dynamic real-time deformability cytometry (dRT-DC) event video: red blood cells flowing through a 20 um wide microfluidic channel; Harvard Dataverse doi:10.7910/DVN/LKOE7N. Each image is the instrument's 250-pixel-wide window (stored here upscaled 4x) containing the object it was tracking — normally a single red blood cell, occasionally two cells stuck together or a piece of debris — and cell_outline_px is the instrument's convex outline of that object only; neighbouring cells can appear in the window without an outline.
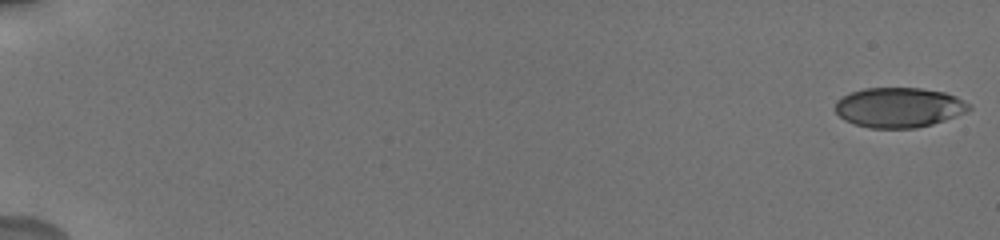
{"species": "human", "species_latin": "Homo sapiens", "temperature_condition": "cold", "stored_images_in_passage": 15, "camera_frame_rate_fps": 3000, "um_per_image_px": 0.085, "donor": {"sex": "male"}, "frame": {"image": 1, "passage_image": 1, "time_ms": 0.0, "image_size_px": [1000, 240], "cell_outline_px": [[972, 108], [964, 112], [944, 120], [932, 124], [916, 128], [868, 128], [844, 120], [836, 112], [836, 100], [848, 92], [864, 88], [920, 88], [944, 92], [956, 96], [972, 104]], "centroid_in_image_um": [76.4, 9.12], "position_along_channel_um": 8.6, "area_um2": 31.21}}
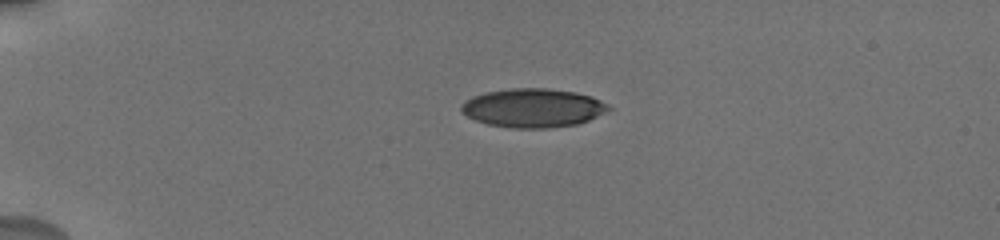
{"frame": {"image": 2, "passage_image": 9, "time_ms": 4.667, "image_size_px": [1000, 240], "cell_outline_px": [[612, 108], [588, 120], [576, 124], [548, 128], [512, 128], [488, 124], [476, 120], [460, 112], [460, 104], [472, 96], [484, 92], [512, 88], [548, 88], [576, 92], [592, 96], [608, 104]], "centroid_in_image_um": [45.27, 9.16], "position_along_channel_um": 39.7, "area_um2": 33.35}}
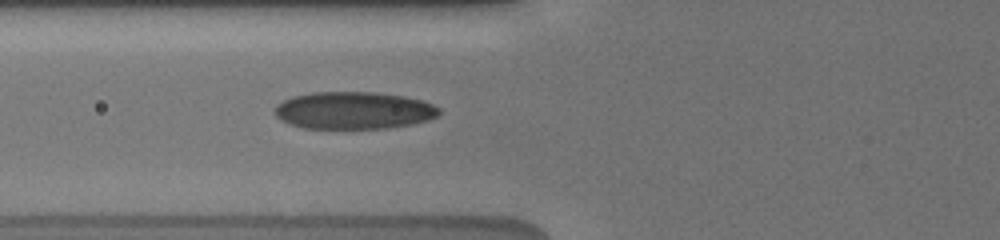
{"frame": {"image": 3, "passage_image": 15, "time_ms": 7.667, "image_size_px": [1000, 240], "cell_outline_px": [[440, 112], [436, 116], [428, 120], [412, 124], [388, 128], [304, 128], [288, 124], [280, 120], [276, 116], [276, 104], [292, 96], [312, 92], [376, 92], [404, 96], [420, 100], [432, 104], [440, 108]], "centroid_in_image_um": [30.05, 9.38], "position_along_channel_um": 95.7, "area_um2": 35.78}}